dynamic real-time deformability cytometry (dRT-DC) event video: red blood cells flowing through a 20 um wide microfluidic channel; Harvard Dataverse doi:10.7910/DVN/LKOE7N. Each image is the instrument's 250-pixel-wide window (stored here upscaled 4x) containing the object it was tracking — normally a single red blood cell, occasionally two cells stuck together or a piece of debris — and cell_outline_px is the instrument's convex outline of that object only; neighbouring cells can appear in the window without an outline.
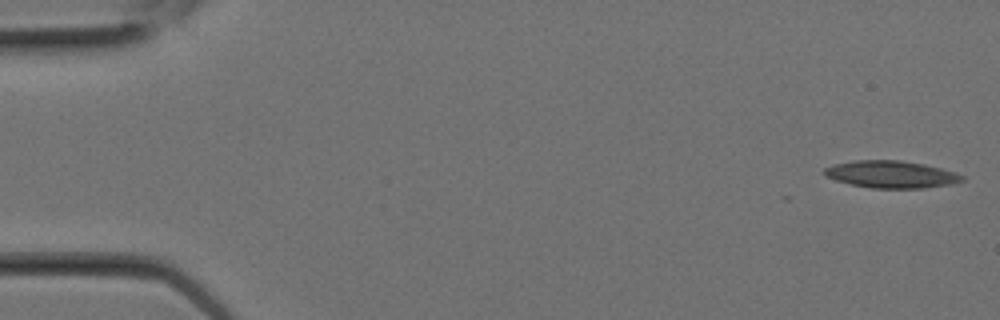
{"species": "Egyptian fruit bat (a non-hibernating species)", "species_latin": "Rousettus aegyptiacus", "temperature_condition": "room temperature", "stored_images_in_passage": 3, "camera_frame_rate_fps": 3000, "um_per_image_px": 0.085, "animal": {"sex": "female"}, "frame": {"image": 1, "passage_image": 1, "time_ms": 0.0, "image_size_px": [1000, 320], "cell_outline_px": [[964, 180], [952, 184], [924, 188], [872, 188], [852, 184], [836, 180], [824, 176], [824, 168], [832, 164], [856, 160], [900, 160], [924, 164], [956, 172], [964, 176]], "centroid_in_image_um": [75.75, 14.81], "position_along_channel_um": 9.2, "area_um2": 21.85}}
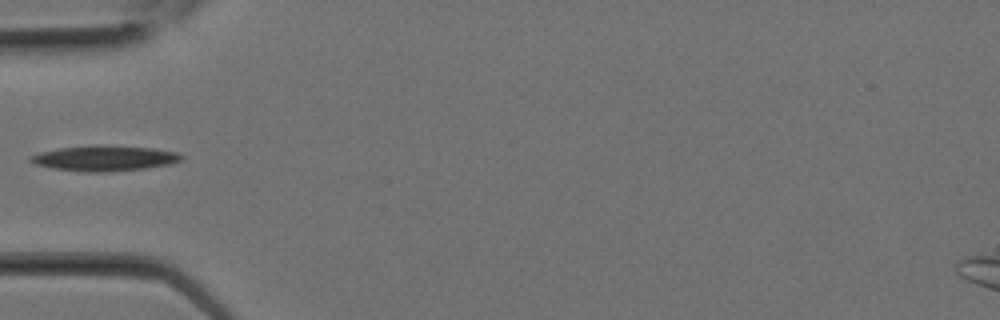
{"frame": {"image": 2, "passage_image": 3, "time_ms": 0.667, "image_size_px": [1000, 320], "cell_outline_px": [[184, 160], [172, 164], [144, 168], [108, 172], [88, 172], [52, 168], [36, 164], [28, 160], [28, 156], [40, 152], [56, 148], [92, 144], [104, 144], [152, 148], [180, 152], [184, 156]], "centroid_in_image_um": [8.91, 13.43], "position_along_channel_um": 76.1, "area_um2": 22.89}}